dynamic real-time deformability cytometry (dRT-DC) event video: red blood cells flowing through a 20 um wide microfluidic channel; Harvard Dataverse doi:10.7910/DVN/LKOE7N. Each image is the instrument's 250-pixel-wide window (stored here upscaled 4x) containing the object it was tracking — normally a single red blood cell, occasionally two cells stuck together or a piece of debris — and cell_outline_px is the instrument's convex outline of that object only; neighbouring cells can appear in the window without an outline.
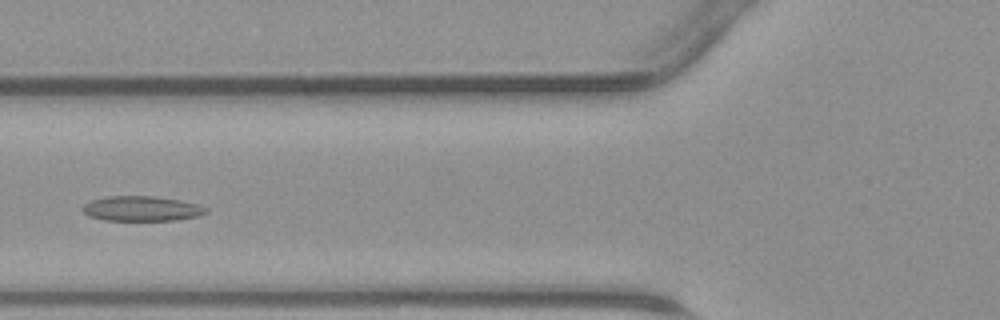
{"species": "common noctule bat (a hibernating species)", "species_latin": "Nyctalus noctula", "temperature_condition": "warm", "stored_images_in_passage": 44, "camera_frame_rate_fps": 3000, "um_per_image_px": 0.085, "animal": {"sex": "male", "body_mass_g": 23.1, "forearm_length_mm": 52.7}, "frame": {"image": 1, "passage_image": 15, "time_ms": 4.667, "image_size_px": [1000, 320], "cell_outline_px": [[208, 212], [196, 216], [176, 220], [104, 220], [88, 216], [84, 212], [84, 204], [92, 200], [108, 196], [156, 196], [180, 200], [200, 204], [208, 208]], "centroid_in_image_um": [12.08, 17.72], "position_along_channel_um": 113.7, "area_um2": 17.92}}
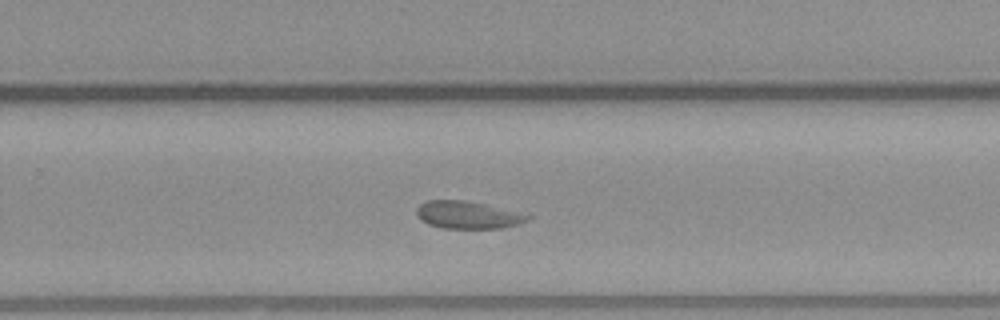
{"frame": {"image": 2, "passage_image": 27, "time_ms": 8.667, "image_size_px": [1000, 320], "cell_outline_px": [[532, 216], [528, 220], [516, 224], [500, 228], [444, 228], [428, 224], [420, 220], [416, 212], [416, 208], [424, 200], [464, 200], [488, 204], [528, 212]], "centroid_in_image_um": [39.81, 18.24], "position_along_channel_um": 290.0, "area_um2": 18.21}}
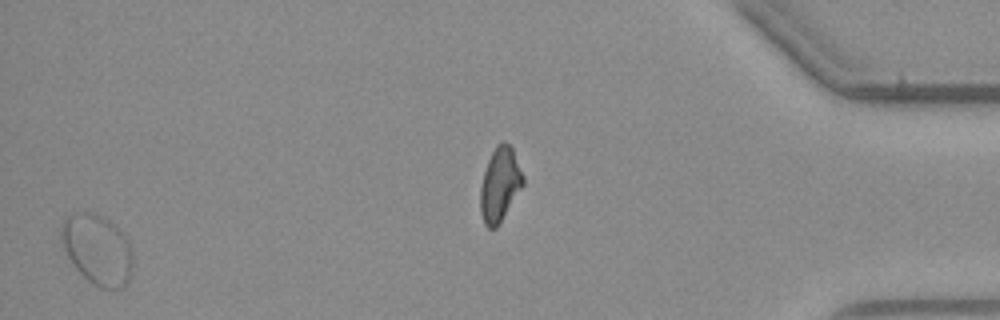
{"frame": {"image": 3, "passage_image": 43, "time_ms": 14.0, "image_size_px": [1000, 320], "cell_outline_px": [[132, 272], [124, 288], [100, 288], [92, 284], [76, 268], [68, 256], [60, 240], [60, 228], [64, 220], [68, 216], [76, 212], [92, 212], [104, 216], [116, 224], [128, 240], [132, 252]], "centroid_in_image_um": [8.29, 21.19], "position_along_channel_um": 426.9, "area_um2": 29.54}}